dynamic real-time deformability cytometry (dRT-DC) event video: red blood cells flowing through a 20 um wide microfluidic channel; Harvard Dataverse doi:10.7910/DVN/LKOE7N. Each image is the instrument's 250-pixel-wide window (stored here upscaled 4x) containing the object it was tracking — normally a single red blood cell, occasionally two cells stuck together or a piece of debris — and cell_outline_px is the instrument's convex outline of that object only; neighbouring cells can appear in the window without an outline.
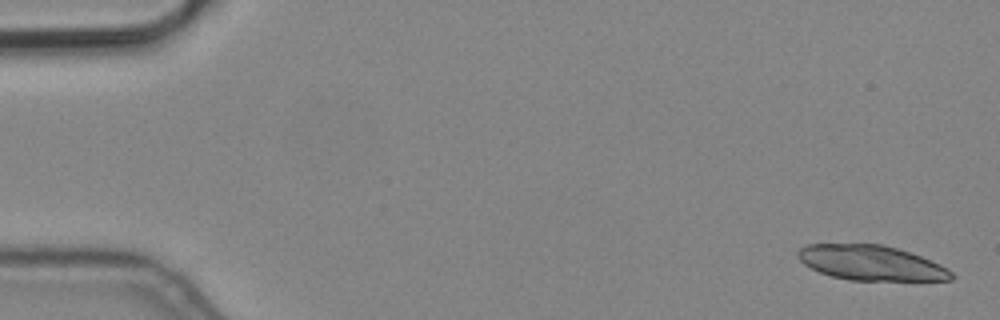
{"species": "common noctule bat (a hibernating species)", "species_latin": "Nyctalus noctula", "temperature_condition": "cold", "stored_images_in_passage": 2, "camera_frame_rate_fps": 3000, "um_per_image_px": 0.085, "animal": {"sex": "male", "body_mass_g": 19.2, "forearm_length_mm": 51.8}, "frame": {"image": 1, "passage_image": 1, "time_ms": 0.0, "image_size_px": [1000, 320], "cell_outline_px": [[956, 276], [952, 280], [848, 280], [832, 276], [820, 272], [804, 264], [800, 260], [796, 252], [800, 248], [808, 244], [880, 244], [896, 248], [920, 256], [940, 264], [948, 268]], "centroid_in_image_um": [74.05, 22.35], "position_along_channel_um": 11.0, "area_um2": 31.1}}